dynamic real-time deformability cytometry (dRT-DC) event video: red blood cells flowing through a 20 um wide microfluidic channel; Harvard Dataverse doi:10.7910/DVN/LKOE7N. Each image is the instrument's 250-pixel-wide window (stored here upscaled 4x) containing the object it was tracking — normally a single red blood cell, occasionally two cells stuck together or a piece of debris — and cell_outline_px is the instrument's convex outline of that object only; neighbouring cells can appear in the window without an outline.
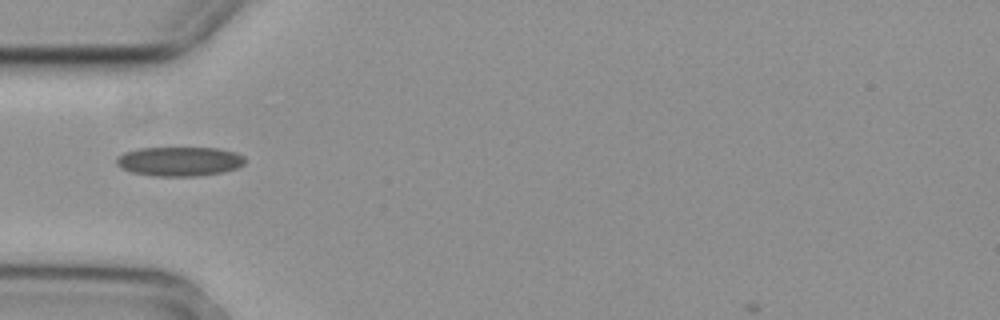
{"species": "common noctule bat (a hibernating species)", "species_latin": "Nyctalus noctula", "temperature_condition": "cold", "stored_images_in_passage": 2, "camera_frame_rate_fps": 3000, "um_per_image_px": 0.085, "animal": {"sex": "female", "body_mass_g": 29.2, "forearm_length_mm": 56.3}, "frame": {"image": 1, "passage_image": 2, "time_ms": 0.333, "image_size_px": [1000, 320], "cell_outline_px": [[244, 164], [236, 168], [220, 172], [196, 176], [156, 176], [132, 172], [116, 164], [116, 160], [124, 152], [140, 148], [216, 148], [236, 152], [244, 156]], "centroid_in_image_um": [15.27, 13.71], "position_along_channel_um": 69.7, "area_um2": 21.68}}